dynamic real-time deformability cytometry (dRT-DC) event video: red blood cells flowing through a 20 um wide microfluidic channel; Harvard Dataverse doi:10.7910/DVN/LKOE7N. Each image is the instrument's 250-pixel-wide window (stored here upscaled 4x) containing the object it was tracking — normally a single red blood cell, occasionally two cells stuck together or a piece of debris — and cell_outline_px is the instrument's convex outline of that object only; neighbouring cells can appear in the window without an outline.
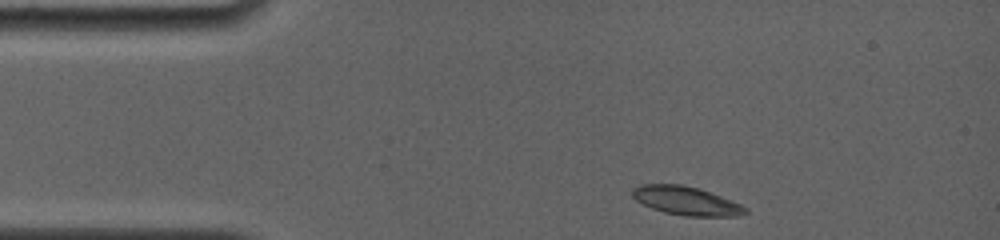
{"species": "common noctule bat (a hibernating species)", "species_latin": "Nyctalus noctula", "temperature_condition": "room temperature", "stored_images_in_passage": 22, "camera_frame_rate_fps": 4000, "um_per_image_px": 0.085, "animal": {"sex": "female", "body_mass_g": 19.0, "forearm_length_mm": 56.7}, "frame": {"image": 1, "passage_image": 1, "time_ms": 0.0, "image_size_px": [1000, 240], "cell_outline_px": [[748, 212], [736, 216], [684, 216], [664, 212], [652, 208], [636, 200], [632, 196], [632, 188], [640, 184], [680, 184], [700, 188], [740, 204], [748, 208]], "centroid_in_image_um": [58.31, 17.06], "position_along_channel_um": 26.7, "area_um2": 18.79}}
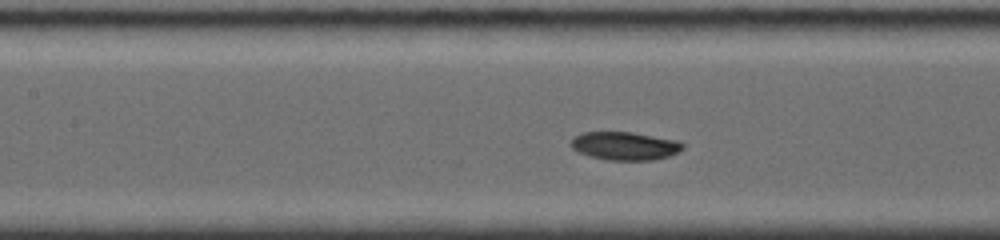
{"frame": {"image": 2, "passage_image": 13, "time_ms": 4.75, "image_size_px": [1000, 240], "cell_outline_px": [[684, 148], [668, 156], [656, 160], [608, 160], [588, 156], [572, 148], [568, 144], [576, 136], [584, 132], [632, 132], [680, 140], [684, 144]], "centroid_in_image_um": [53.13, 12.4], "position_along_channel_um": 154.3, "area_um2": 18.5}}
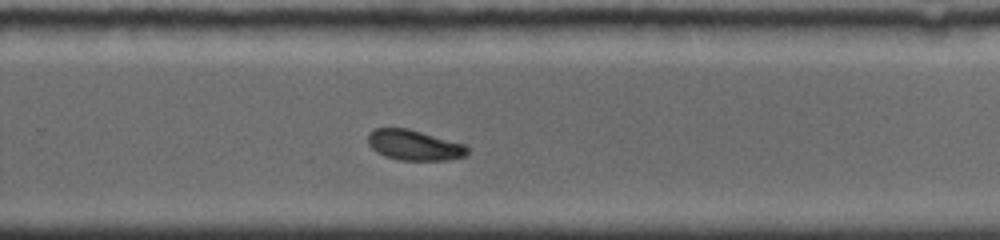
{"frame": {"image": 3, "passage_image": 22, "time_ms": 8.5, "image_size_px": [1000, 240], "cell_outline_px": [[468, 152], [464, 156], [448, 160], [400, 160], [384, 156], [376, 152], [368, 144], [368, 132], [376, 128], [408, 128], [468, 144]], "centroid_in_image_um": [35.22, 12.33], "position_along_channel_um": 294.6, "area_um2": 17.86}}